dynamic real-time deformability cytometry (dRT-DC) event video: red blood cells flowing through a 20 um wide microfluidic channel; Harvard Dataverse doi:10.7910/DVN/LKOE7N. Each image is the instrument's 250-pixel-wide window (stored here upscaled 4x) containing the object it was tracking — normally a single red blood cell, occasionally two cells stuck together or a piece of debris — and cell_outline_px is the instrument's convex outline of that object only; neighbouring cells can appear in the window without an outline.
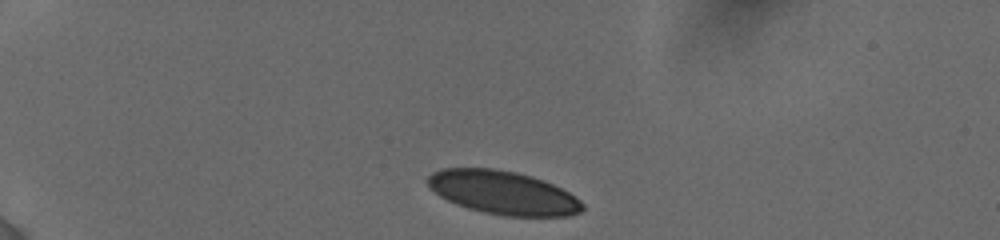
{"species": "human", "species_latin": "Homo sapiens", "temperature_condition": "cold", "stored_images_in_passage": 7, "camera_frame_rate_fps": 3000, "um_per_image_px": 0.085, "donor": {"sex": "female"}, "frame": {"image": 1, "passage_image": 1, "time_ms": 0.0, "image_size_px": [1000, 240], "cell_outline_px": [[584, 208], [580, 212], [568, 216], [504, 216], [484, 212], [468, 208], [456, 204], [440, 196], [428, 184], [428, 176], [432, 172], [444, 168], [492, 168], [516, 172], [532, 176], [544, 180], [568, 192], [580, 200], [584, 204]], "centroid_in_image_um": [42.78, 16.37], "position_along_channel_um": 42.2, "area_um2": 39.02}}
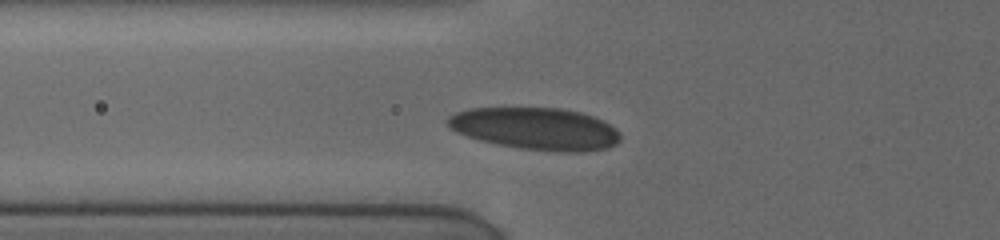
{"frame": {"image": 2, "passage_image": 4, "time_ms": 2.667, "image_size_px": [1000, 240], "cell_outline_px": [[620, 140], [616, 144], [608, 148], [584, 152], [556, 152], [520, 148], [496, 144], [480, 140], [456, 132], [444, 120], [448, 116], [456, 112], [472, 108], [560, 108], [580, 112], [604, 120], [616, 128], [620, 132]], "centroid_in_image_um": [45.57, 10.94], "position_along_channel_um": 80.2, "area_um2": 42.66}}
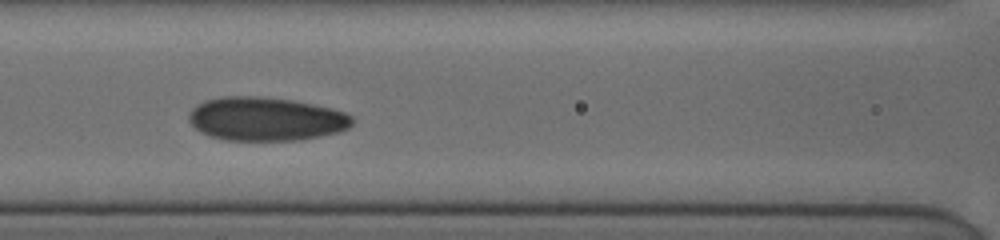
{"frame": {"image": 3, "passage_image": 6, "time_ms": 4.333, "image_size_px": [1000, 240], "cell_outline_px": [[352, 124], [348, 128], [340, 132], [300, 140], [224, 140], [208, 136], [200, 132], [188, 120], [188, 116], [192, 108], [204, 100], [224, 96], [256, 96], [292, 100], [332, 108], [344, 112], [352, 116]], "centroid_in_image_um": [22.58, 10.11], "position_along_channel_um": 144.0, "area_um2": 41.67}}